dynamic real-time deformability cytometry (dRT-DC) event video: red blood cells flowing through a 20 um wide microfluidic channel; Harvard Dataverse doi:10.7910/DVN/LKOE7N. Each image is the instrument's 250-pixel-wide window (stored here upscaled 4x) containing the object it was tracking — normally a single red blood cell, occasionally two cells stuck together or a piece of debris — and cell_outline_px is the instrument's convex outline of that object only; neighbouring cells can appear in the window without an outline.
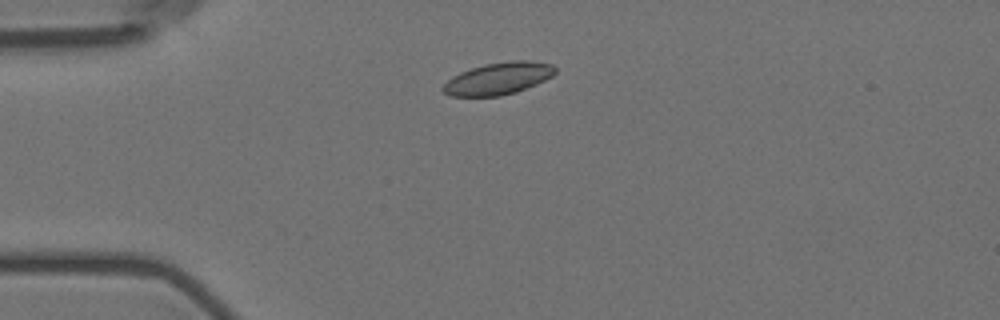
{"species": "Egyptian fruit bat (a non-hibernating species)", "species_latin": "Rousettus aegyptiacus", "temperature_condition": "room temperature", "stored_images_in_passage": 3, "camera_frame_rate_fps": 3000, "um_per_image_px": 0.085, "animal": {"sex": "female"}, "frame": {"image": 1, "passage_image": 1, "time_ms": 0.0, "image_size_px": [1000, 320], "cell_outline_px": [[556, 72], [552, 76], [536, 84], [516, 92], [500, 96], [452, 96], [444, 92], [440, 88], [452, 76], [460, 72], [484, 64], [512, 60], [528, 60], [552, 64], [556, 68]], "centroid_in_image_um": [42.35, 6.67], "position_along_channel_um": 42.6, "area_um2": 20.98}}
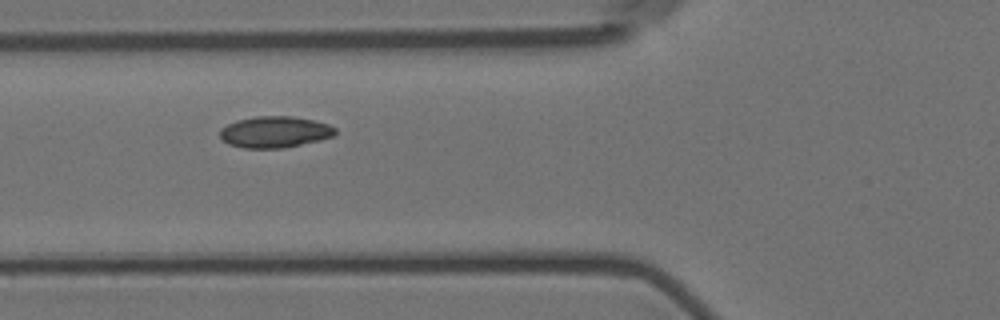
{"frame": {"image": 2, "passage_image": 3, "time_ms": 0.667, "image_size_px": [1000, 320], "cell_outline_px": [[336, 132], [332, 136], [320, 140], [284, 148], [244, 148], [228, 144], [220, 136], [220, 128], [236, 120], [256, 116], [292, 116], [312, 120], [328, 124], [336, 128]], "centroid_in_image_um": [23.34, 11.22], "position_along_channel_um": 102.5, "area_um2": 21.04}}